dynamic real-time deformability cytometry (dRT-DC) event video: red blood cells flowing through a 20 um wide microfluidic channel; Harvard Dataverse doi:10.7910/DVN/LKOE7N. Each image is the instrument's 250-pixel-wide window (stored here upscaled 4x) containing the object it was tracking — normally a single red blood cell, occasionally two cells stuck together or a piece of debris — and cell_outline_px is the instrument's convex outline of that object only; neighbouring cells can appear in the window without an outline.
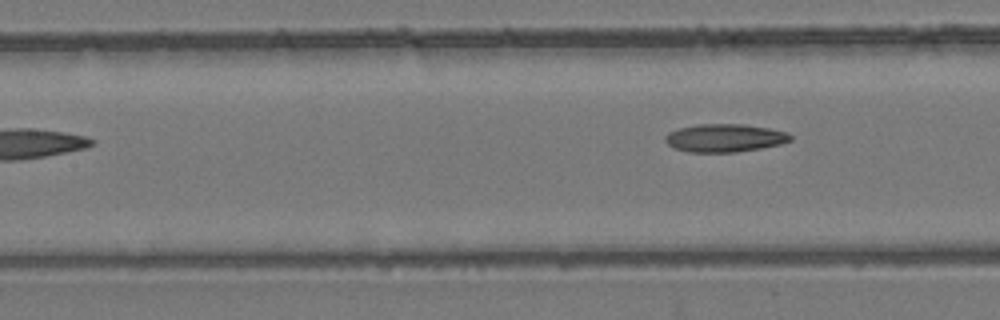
{"species": "common noctule bat (a hibernating species)", "species_latin": "Nyctalus noctula", "temperature_condition": "room temperature", "stored_images_in_passage": 7, "camera_frame_rate_fps": 3000, "um_per_image_px": 0.085, "animal": {"sex": "female", "body_mass_g": 24.6, "forearm_length_mm": 56.2}, "frame": {"image": 1, "passage_image": 7, "time_ms": 2.0, "image_size_px": [1000, 320], "cell_outline_px": [[792, 140], [780, 144], [760, 148], [736, 152], [688, 152], [672, 148], [664, 140], [664, 136], [668, 132], [680, 128], [696, 124], [744, 124], [768, 128], [788, 132], [792, 136]], "centroid_in_image_um": [61.58, 11.72], "position_along_channel_um": 145.8, "area_um2": 20.58}}